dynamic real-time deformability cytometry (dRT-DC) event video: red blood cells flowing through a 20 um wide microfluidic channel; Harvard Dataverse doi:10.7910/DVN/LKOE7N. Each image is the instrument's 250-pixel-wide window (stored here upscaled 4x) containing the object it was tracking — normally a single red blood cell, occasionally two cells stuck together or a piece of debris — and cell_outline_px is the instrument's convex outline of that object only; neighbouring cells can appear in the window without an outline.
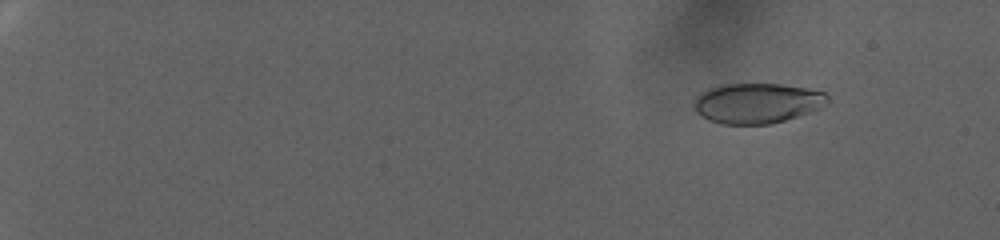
{"species": "human", "species_latin": "Homo sapiens", "temperature_condition": "warm", "stored_images_in_passage": 64, "camera_frame_rate_fps": 3000, "um_per_image_px": 0.085, "donor": {"sex": "female"}, "frame": {"image": 1, "passage_image": 6, "time_ms": 1.667, "image_size_px": [1000, 240], "cell_outline_px": [[828, 104], [812, 112], [772, 124], [720, 124], [708, 120], [700, 116], [696, 112], [692, 104], [696, 96], [700, 92], [708, 88], [720, 84], [780, 84], [804, 88], [824, 92], [828, 96]], "centroid_in_image_um": [64.32, 8.78], "position_along_channel_um": 20.7, "area_um2": 31.67}}
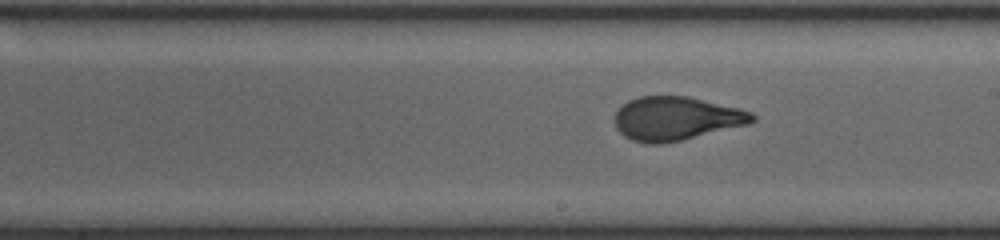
{"frame": {"image": 2, "passage_image": 37, "time_ms": 12.0, "image_size_px": [1000, 240], "cell_outline_px": [[756, 120], [748, 124], [680, 140], [660, 144], [648, 144], [632, 140], [624, 136], [616, 128], [616, 112], [628, 100], [640, 96], [688, 96], [740, 108], [752, 112], [756, 116]], "centroid_in_image_um": [57.48, 10.06], "position_along_channel_um": 231.5, "area_um2": 34.8}}
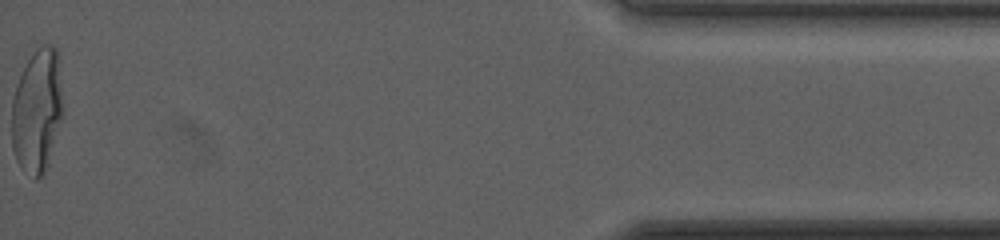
{"frame": {"image": 3, "passage_image": 64, "time_ms": 21.0, "image_size_px": [1000, 240], "cell_outline_px": [[64, 108], [48, 168], [44, 176], [36, 180], [20, 168], [16, 160], [12, 148], [12, 100], [16, 84], [28, 60], [36, 48], [44, 44], [48, 44], [56, 48], [60, 56]], "centroid_in_image_um": [3.19, 9.43], "position_along_channel_um": 432.0, "area_um2": 38.03}, "authors_computed_cell_mechanics": {"area_um2": 34.4199, "velocity_mm_per_s": 2.6051, "shape_relaxation_time_tau1_ms": 4.6457, "shape_relaxation_time_tau2_ms": null, "deformation_change_tau1": 0.2161, "deformation_change_tau2": null}}